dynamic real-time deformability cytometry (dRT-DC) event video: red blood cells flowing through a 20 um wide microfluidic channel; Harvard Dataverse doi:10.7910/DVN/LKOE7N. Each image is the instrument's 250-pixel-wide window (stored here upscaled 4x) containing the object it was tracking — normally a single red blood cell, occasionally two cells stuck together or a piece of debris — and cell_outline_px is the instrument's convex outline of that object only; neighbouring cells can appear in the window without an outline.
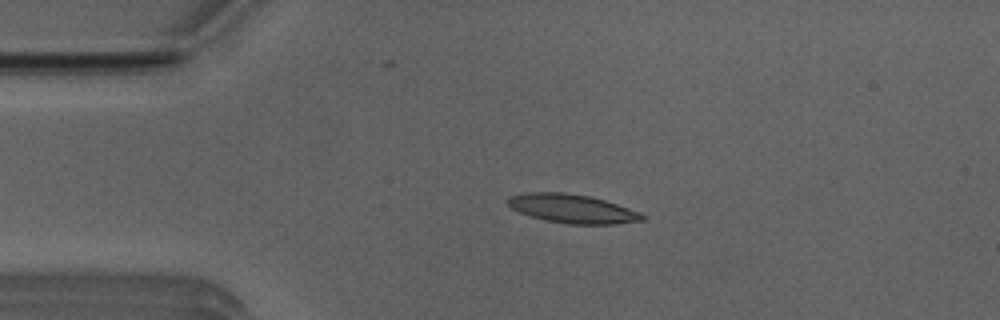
{"species": "Egyptian fruit bat (a non-hibernating species)", "species_latin": "Rousettus aegyptiacus", "temperature_condition": "room temperature", "stored_images_in_passage": 19, "camera_frame_rate_fps": 3000, "um_per_image_px": 0.085, "animal": {"sex": "male"}, "frame": {"image": 1, "passage_image": 11, "time_ms": 3.333, "image_size_px": [1000, 320], "cell_outline_px": [[648, 216], [644, 220], [616, 224], [568, 224], [544, 220], [520, 212], [512, 208], [508, 204], [508, 196], [524, 192], [564, 192], [588, 196], [604, 200], [640, 212]], "centroid_in_image_um": [48.66, 17.74], "position_along_channel_um": 36.3, "area_um2": 22.54}}
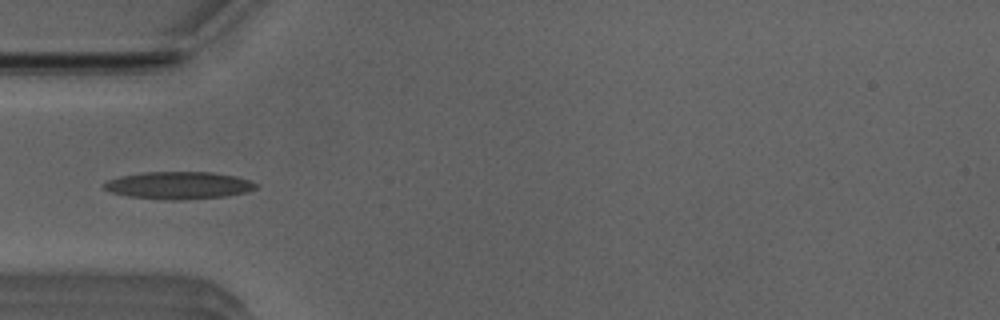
{"frame": {"image": 2, "passage_image": 16, "time_ms": 5.0, "image_size_px": [1000, 320], "cell_outline_px": [[260, 184], [256, 188], [248, 192], [228, 196], [184, 200], [164, 200], [128, 196], [108, 192], [100, 184], [108, 180], [120, 176], [144, 172], [212, 172], [236, 176]], "centroid_in_image_um": [15.18, 15.76], "position_along_channel_um": 69.8, "area_um2": 24.62}}